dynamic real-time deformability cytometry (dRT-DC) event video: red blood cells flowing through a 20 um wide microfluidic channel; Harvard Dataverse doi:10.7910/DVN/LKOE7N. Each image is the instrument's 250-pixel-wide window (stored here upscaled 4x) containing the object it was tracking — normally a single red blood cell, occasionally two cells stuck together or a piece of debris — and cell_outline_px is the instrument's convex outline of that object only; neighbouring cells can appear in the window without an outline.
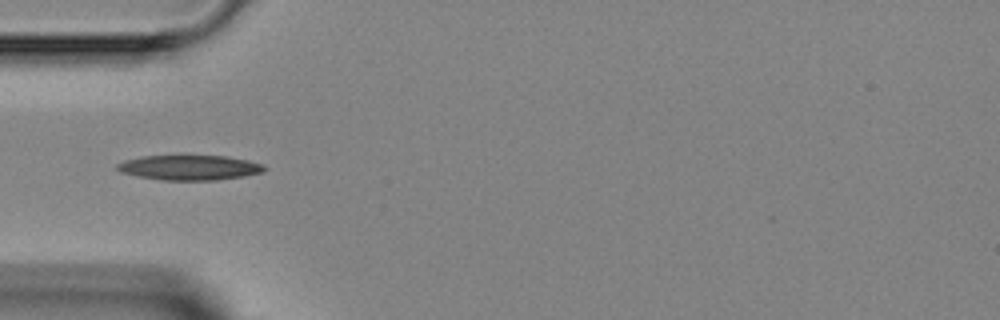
{"species": "Egyptian fruit bat (a non-hibernating species)", "species_latin": "Rousettus aegyptiacus", "temperature_condition": "room temperature", "stored_images_in_passage": 7, "camera_frame_rate_fps": 3000, "um_per_image_px": 0.085, "animal": {"sex": "female"}, "frame": {"image": 1, "passage_image": 5, "time_ms": 4.667, "image_size_px": [1000, 320], "cell_outline_px": [[268, 168], [264, 172], [244, 176], [216, 180], [164, 180], [140, 176], [120, 172], [116, 168], [116, 164], [124, 160], [144, 156], [184, 152], [224, 156], [248, 160], [264, 164]], "centroid_in_image_um": [16.13, 14.19], "position_along_channel_um": 68.9, "area_um2": 22.48}}
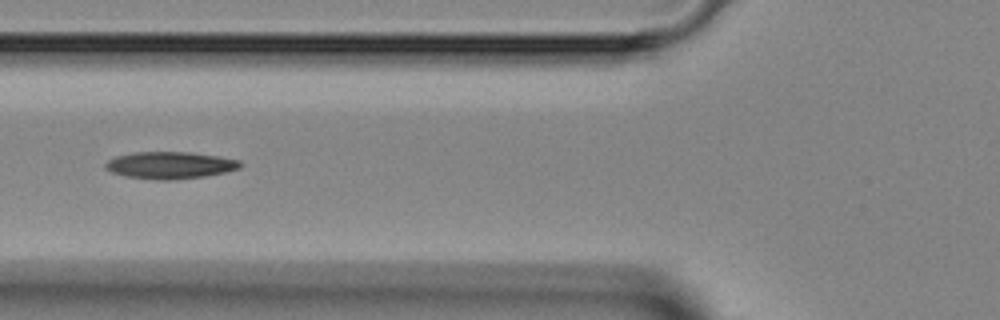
{"frame": {"image": 2, "passage_image": 6, "time_ms": 5.667, "image_size_px": [1000, 320], "cell_outline_px": [[244, 164], [240, 168], [224, 172], [204, 176], [172, 180], [156, 180], [124, 176], [112, 172], [104, 168], [104, 164], [108, 160], [116, 156], [136, 152], [188, 152], [216, 156], [240, 160]], "centroid_in_image_um": [14.44, 14.05], "position_along_channel_um": 111.4, "area_um2": 21.21}}
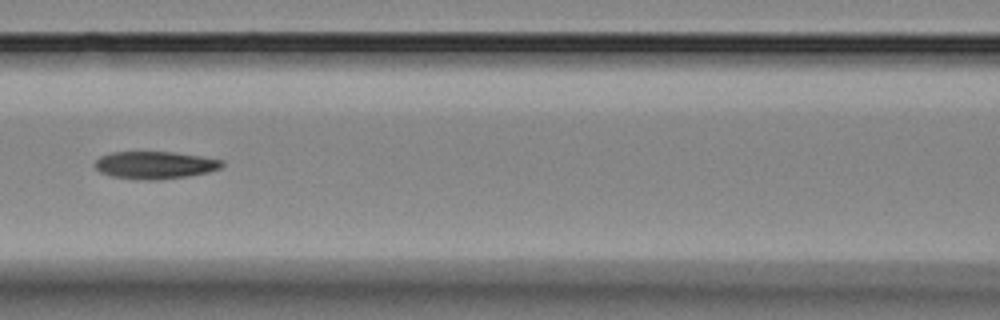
{"frame": {"image": 3, "passage_image": 7, "time_ms": 6.667, "image_size_px": [1000, 320], "cell_outline_px": [[224, 164], [220, 168], [208, 172], [188, 176], [156, 180], [148, 180], [112, 176], [100, 172], [96, 168], [96, 160], [100, 156], [112, 152], [172, 152], [200, 156], [224, 160]], "centroid_in_image_um": [13.19, 14.03], "position_along_channel_um": 153.4, "area_um2": 20.17}}